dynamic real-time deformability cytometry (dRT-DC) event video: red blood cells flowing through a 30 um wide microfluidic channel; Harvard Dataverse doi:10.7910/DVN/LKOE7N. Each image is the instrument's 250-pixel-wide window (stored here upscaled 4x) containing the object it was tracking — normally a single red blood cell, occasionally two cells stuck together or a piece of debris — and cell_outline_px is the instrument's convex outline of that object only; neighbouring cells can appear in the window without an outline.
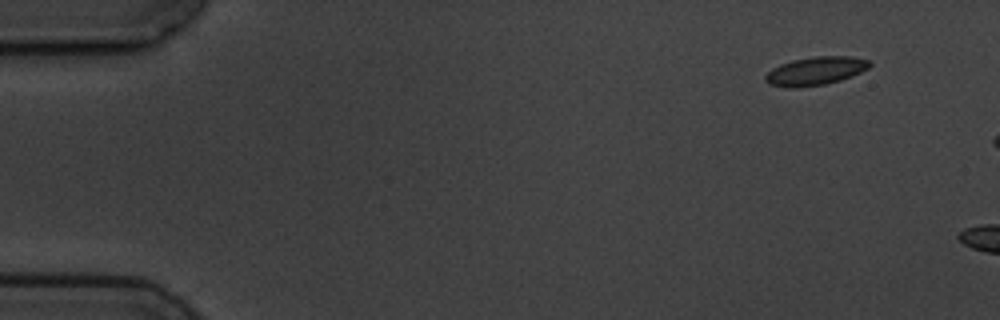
{"species": "common noctule bat (a hibernating species)", "species_latin": "Nyctalus noctula", "temperature_condition": "cold", "stored_images_in_passage": 3, "camera_frame_rate_fps": 3000, "um_per_image_px": 0.085, "animal": {"sex": "male", "body_mass_g": 19.5, "forearm_length_mm": 54.6}, "frame": {"image": 1, "passage_image": 1, "time_ms": 0.0, "image_size_px": [1000, 320], "cell_outline_px": [[872, 64], [868, 68], [852, 76], [840, 80], [824, 84], [796, 88], [788, 88], [768, 84], [764, 80], [764, 76], [772, 68], [780, 64], [792, 60], [816, 56], [852, 56], [868, 60]], "centroid_in_image_um": [69.29, 6.03], "position_along_channel_um": 15.7, "area_um2": 17.28}}